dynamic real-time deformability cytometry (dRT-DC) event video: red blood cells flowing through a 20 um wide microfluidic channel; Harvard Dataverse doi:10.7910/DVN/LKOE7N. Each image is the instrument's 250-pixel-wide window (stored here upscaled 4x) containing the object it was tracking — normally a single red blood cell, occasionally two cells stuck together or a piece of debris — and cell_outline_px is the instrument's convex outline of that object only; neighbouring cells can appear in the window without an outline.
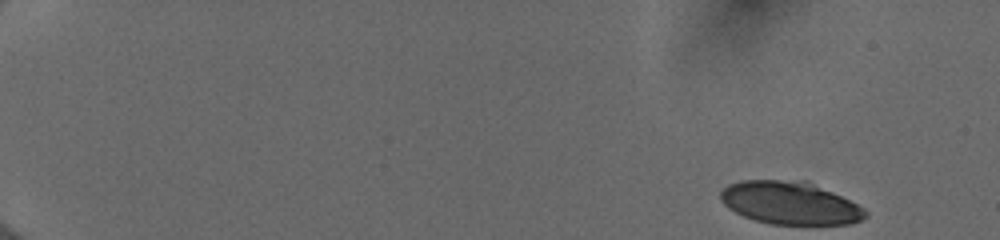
{"species": "human", "species_latin": "Homo sapiens", "temperature_condition": "cold", "stored_images_in_passage": 16, "camera_frame_rate_fps": 3000, "um_per_image_px": 0.085, "donor": {"sex": "female"}, "frame": {"image": 1, "passage_image": 1, "time_ms": 0.0, "image_size_px": [1000, 240], "cell_outline_px": [[868, 216], [852, 224], [772, 224], [756, 220], [744, 216], [728, 208], [720, 200], [720, 192], [728, 184], [740, 180], [808, 180], [864, 208], [868, 212]], "centroid_in_image_um": [67.14, 17.24], "position_along_channel_um": 17.9, "area_um2": 36.13}}